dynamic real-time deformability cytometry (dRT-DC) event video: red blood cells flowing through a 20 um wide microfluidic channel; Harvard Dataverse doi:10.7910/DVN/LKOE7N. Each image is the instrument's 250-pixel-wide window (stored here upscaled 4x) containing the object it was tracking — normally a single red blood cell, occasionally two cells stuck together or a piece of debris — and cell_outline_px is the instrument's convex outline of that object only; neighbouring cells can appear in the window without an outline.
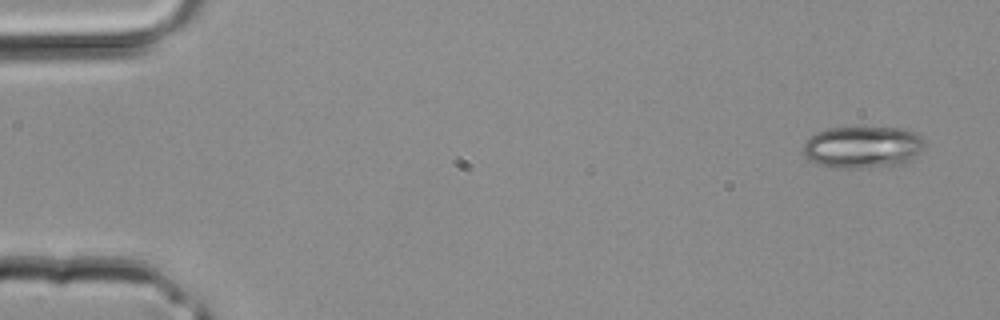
{"species": "common noctule bat (a hibernating species)", "species_latin": "Nyctalus noctula", "temperature_condition": "room temperature", "stored_images_in_passage": 4, "camera_frame_rate_fps": 3000, "um_per_image_px": 0.085, "animal": {"sex": "male", "body_mass_g": 20.4}, "frame": {"image": 1, "passage_image": 1, "time_ms": 0.0, "image_size_px": [1000, 320], "cell_outline_px": [[924, 148], [920, 152], [908, 160], [900, 164], [888, 168], [832, 168], [816, 164], [808, 160], [800, 148], [816, 132], [828, 128], [900, 128], [912, 132], [920, 136], [924, 140]], "centroid_in_image_um": [73.29, 12.54], "position_along_channel_um": 11.7, "area_um2": 30.0}}